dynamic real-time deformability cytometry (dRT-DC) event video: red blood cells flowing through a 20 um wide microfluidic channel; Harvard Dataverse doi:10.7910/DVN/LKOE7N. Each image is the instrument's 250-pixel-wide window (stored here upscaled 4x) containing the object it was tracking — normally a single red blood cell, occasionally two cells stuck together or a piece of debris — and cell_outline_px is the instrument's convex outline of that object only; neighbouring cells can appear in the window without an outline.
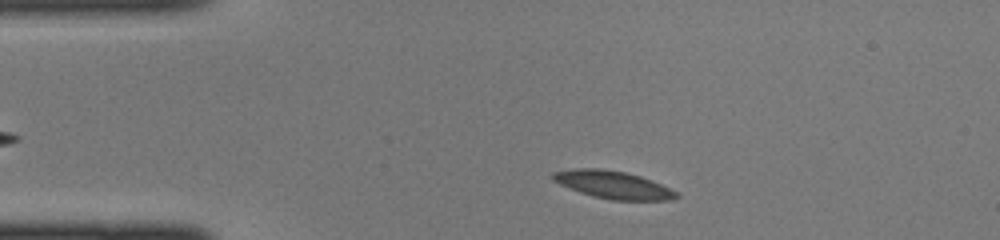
{"species": "common noctule bat (a hibernating species)", "species_latin": "Nyctalus noctula", "temperature_condition": "cold", "stored_images_in_passage": 35, "camera_frame_rate_fps": 3000, "um_per_image_px": 0.085, "animal": {"sex": "female", "body_mass_g": 22.0, "forearm_length_mm": 56.7}, "frame": {"image": 1, "passage_image": 5, "time_ms": 1.333, "image_size_px": [1000, 240], "cell_outline_px": [[680, 196], [672, 200], [612, 200], [580, 192], [560, 184], [552, 180], [552, 172], [576, 168], [600, 168], [624, 172], [640, 176], [660, 184], [676, 192]], "centroid_in_image_um": [52.1, 15.7], "position_along_channel_um": 32.9, "area_um2": 19.59}}
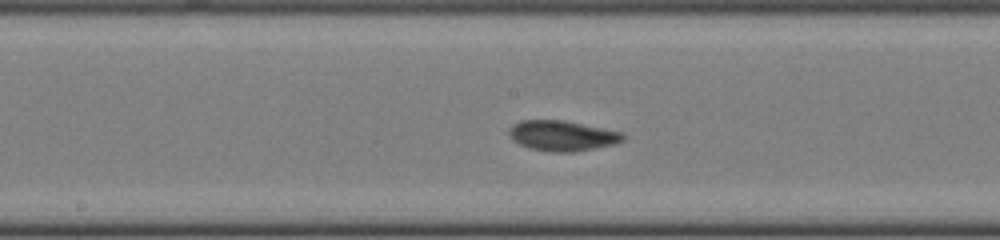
{"frame": {"image": 2, "passage_image": 19, "time_ms": 6.0, "image_size_px": [1000, 240], "cell_outline_px": [[624, 140], [616, 144], [572, 152], [552, 152], [528, 148], [512, 140], [508, 132], [508, 128], [512, 124], [520, 120], [564, 120], [620, 132], [624, 136]], "centroid_in_image_um": [47.73, 11.53], "position_along_channel_um": 200.5, "area_um2": 20.11}}
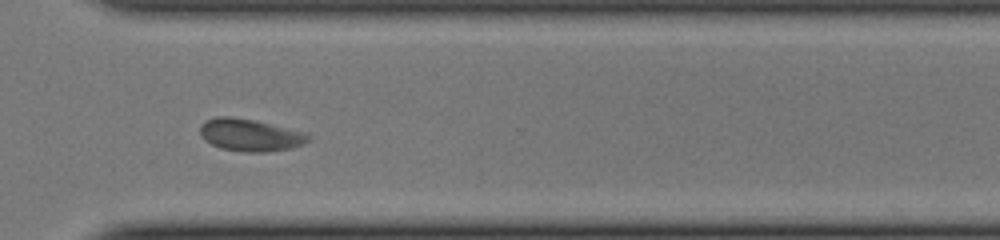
{"frame": {"image": 3, "passage_image": 29, "time_ms": 9.333, "image_size_px": [1000, 240], "cell_outline_px": [[312, 140], [304, 144], [292, 148], [268, 152], [244, 152], [220, 148], [204, 140], [200, 132], [200, 124], [216, 116], [232, 116], [252, 120], [308, 132], [312, 136]], "centroid_in_image_um": [21.32, 11.48], "position_along_channel_um": 349.3, "area_um2": 20.63}}